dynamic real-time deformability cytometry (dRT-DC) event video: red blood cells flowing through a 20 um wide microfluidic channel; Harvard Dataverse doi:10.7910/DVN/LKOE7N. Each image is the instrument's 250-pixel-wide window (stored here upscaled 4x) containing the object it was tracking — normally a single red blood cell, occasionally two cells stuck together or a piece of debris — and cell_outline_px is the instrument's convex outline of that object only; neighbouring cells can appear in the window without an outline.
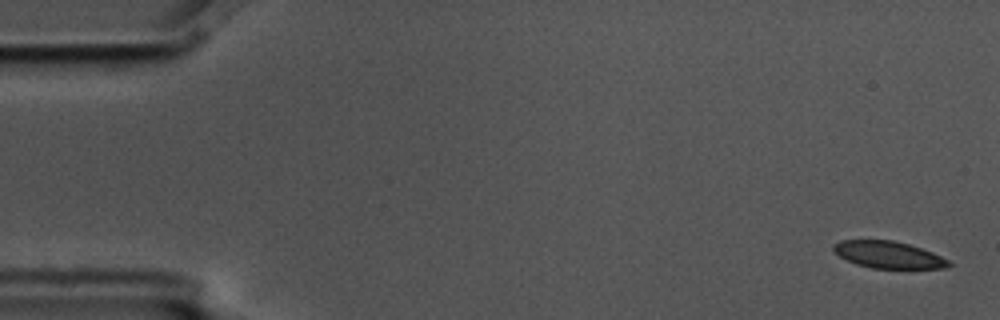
{"species": "common noctule bat (a hibernating species)", "species_latin": "Nyctalus noctula", "temperature_condition": "cold", "stored_images_in_passage": 5, "camera_frame_rate_fps": 3000, "um_per_image_px": 0.085, "animal": {"sex": "male", "body_mass_g": 17.5, "forearm_length_mm": 52.3}, "frame": {"image": 1, "passage_image": 1, "time_ms": 0.0, "image_size_px": [1000, 320], "cell_outline_px": [[952, 264], [948, 268], [872, 268], [856, 264], [840, 256], [832, 248], [832, 244], [840, 240], [892, 240], [908, 244], [932, 252], [948, 260]], "centroid_in_image_um": [75.5, 21.65], "position_along_channel_um": 9.5, "area_um2": 17.92}}
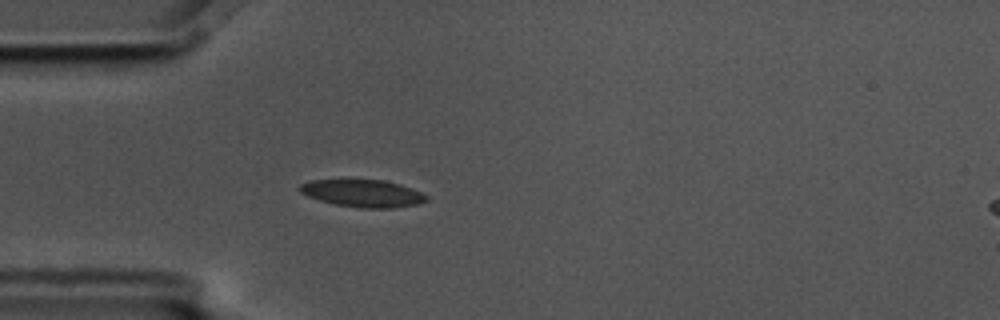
{"frame": {"image": 2, "passage_image": 5, "time_ms": 1.333, "image_size_px": [1000, 320], "cell_outline_px": [[428, 200], [420, 204], [392, 208], [360, 208], [336, 204], [320, 200], [308, 196], [300, 192], [300, 184], [308, 180], [384, 180], [400, 184], [412, 188], [428, 196]], "centroid_in_image_um": [30.87, 16.43], "position_along_channel_um": 54.1, "area_um2": 20.17}}